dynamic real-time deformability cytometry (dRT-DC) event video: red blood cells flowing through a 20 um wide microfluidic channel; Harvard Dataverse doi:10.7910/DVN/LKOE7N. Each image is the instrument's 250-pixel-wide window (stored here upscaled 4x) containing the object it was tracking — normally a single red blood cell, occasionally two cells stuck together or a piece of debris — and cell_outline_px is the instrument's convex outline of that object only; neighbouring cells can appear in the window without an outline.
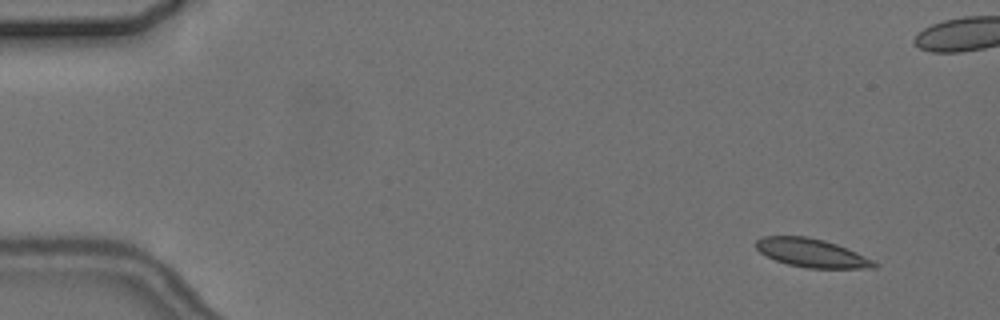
{"species": "common noctule bat (a hibernating species)", "species_latin": "Nyctalus noctula", "temperature_condition": "cold", "stored_images_in_passage": 5, "camera_frame_rate_fps": 3000, "um_per_image_px": 0.085, "animal": {"sex": "female", "body_mass_g": 24.6, "forearm_length_mm": 56.2}, "frame": {"image": 1, "passage_image": 2, "time_ms": 1.0, "image_size_px": [1000, 320], "cell_outline_px": [[880, 264], [876, 268], [808, 268], [788, 264], [776, 260], [760, 252], [756, 248], [756, 240], [764, 236], [808, 236], [824, 240], [836, 244], [856, 252]], "centroid_in_image_um": [69.0, 21.5], "position_along_channel_um": 16.0, "area_um2": 19.48}}